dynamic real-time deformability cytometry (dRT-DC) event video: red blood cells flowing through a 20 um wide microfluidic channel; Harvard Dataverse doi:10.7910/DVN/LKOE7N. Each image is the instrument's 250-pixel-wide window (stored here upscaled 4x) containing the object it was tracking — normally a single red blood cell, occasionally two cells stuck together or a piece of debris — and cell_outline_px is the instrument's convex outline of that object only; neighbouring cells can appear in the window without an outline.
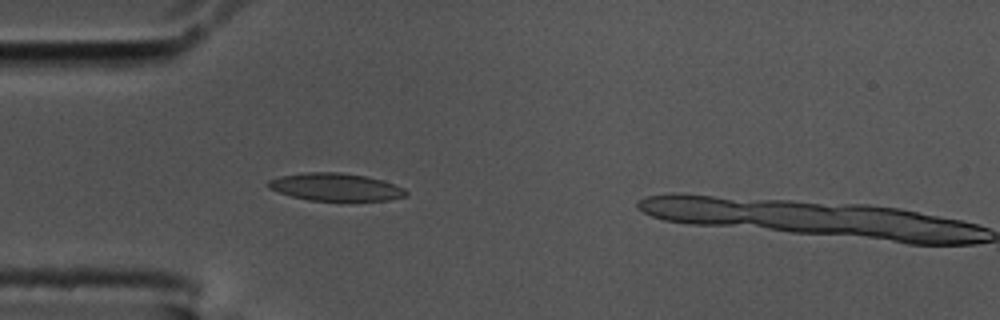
{"species": "common noctule bat (a hibernating species)", "species_latin": "Nyctalus noctula", "temperature_condition": "cold", "stored_images_in_passage": 2, "camera_frame_rate_fps": 3000, "um_per_image_px": 0.085, "animal": {"sex": "male", "body_mass_g": 17.5, "forearm_length_mm": 52.3}, "frame": {"image": 1, "passage_image": 1, "time_ms": 0.0, "image_size_px": [1000, 320], "cell_outline_px": [[408, 196], [388, 200], [308, 200], [292, 196], [268, 188], [268, 180], [280, 176], [308, 172], [340, 172], [364, 176], [380, 180], [404, 188], [408, 192]], "centroid_in_image_um": [28.52, 15.89], "position_along_channel_um": 56.5, "area_um2": 21.85}}